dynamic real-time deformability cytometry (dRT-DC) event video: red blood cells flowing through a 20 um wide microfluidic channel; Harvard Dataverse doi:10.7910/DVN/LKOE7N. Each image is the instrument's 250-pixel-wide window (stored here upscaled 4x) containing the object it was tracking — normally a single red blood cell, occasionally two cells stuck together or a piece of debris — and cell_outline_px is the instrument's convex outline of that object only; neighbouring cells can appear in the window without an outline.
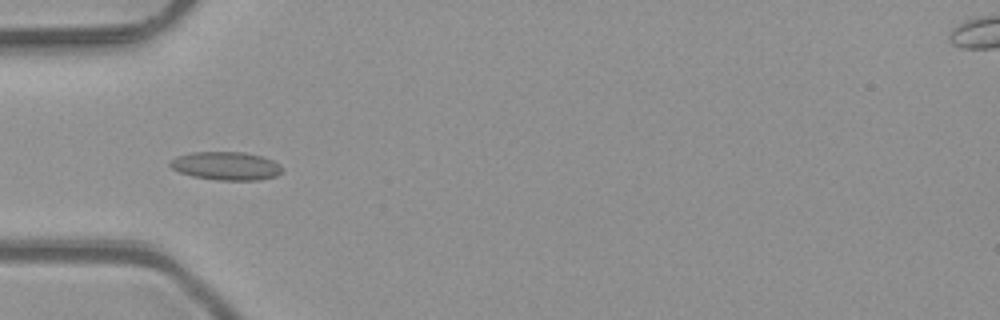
{"species": "common noctule bat (a hibernating species)", "species_latin": "Nyctalus noctula", "temperature_condition": "room temperature", "stored_images_in_passage": 47, "camera_frame_rate_fps": 3000, "um_per_image_px": 0.085, "animal": {"sex": "male", "body_mass_g": 23.1, "forearm_length_mm": 52.7}, "frame": {"image": 1, "passage_image": 13, "time_ms": 4.0, "image_size_px": [1000, 320], "cell_outline_px": [[284, 168], [276, 176], [256, 180], [220, 180], [192, 176], [180, 172], [172, 168], [168, 164], [176, 156], [192, 152], [244, 152], [260, 156], [272, 160], [280, 164]], "centroid_in_image_um": [19.22, 14.1], "position_along_channel_um": 65.8, "area_um2": 18.38}}
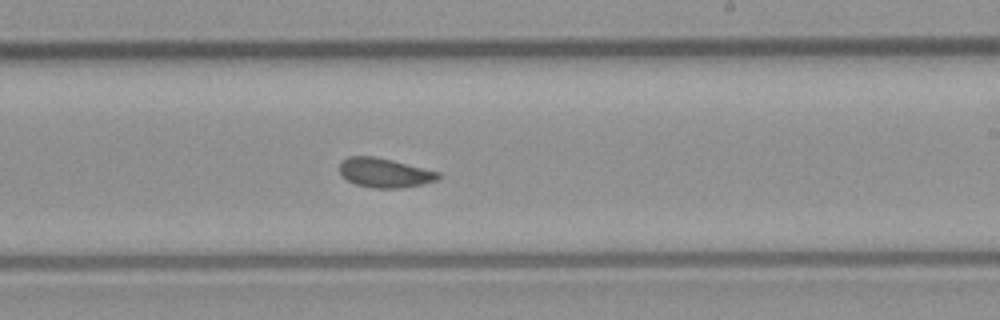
{"frame": {"image": 2, "passage_image": 27, "time_ms": 8.667, "image_size_px": [1000, 320], "cell_outline_px": [[440, 176], [436, 180], [420, 184], [400, 188], [372, 188], [356, 184], [340, 176], [340, 160], [348, 156], [376, 156], [440, 172]], "centroid_in_image_um": [32.64, 14.67], "position_along_channel_um": 256.4, "area_um2": 16.88}}
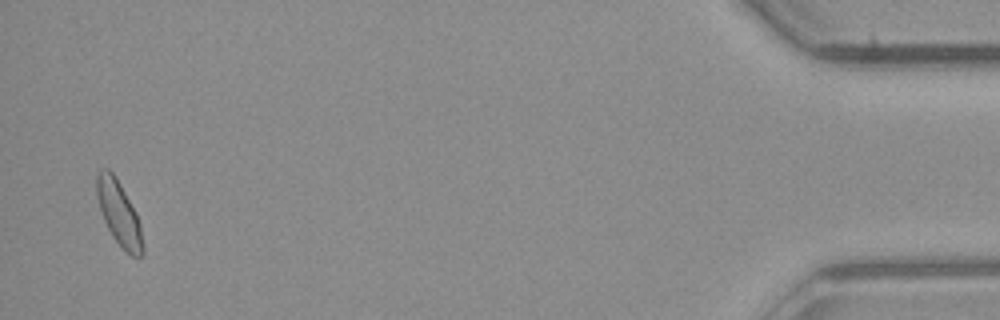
{"frame": {"image": 3, "passage_image": 46, "time_ms": 15.0, "image_size_px": [1000, 320], "cell_outline_px": [[144, 256], [132, 256], [112, 236], [104, 220], [96, 196], [96, 172], [100, 168], [108, 168], [112, 172], [120, 184], [136, 212], [140, 224], [144, 248]], "centroid_in_image_um": [10.1, 18.09], "position_along_channel_um": 425.1, "area_um2": 17.11}, "authors_computed_cell_mechanics": {"area_um2": 17.1666, "velocity_mm_per_s": 4.0745, "shape_relaxation_time_tau1_ms": null, "shape_relaxation_time_tau2_ms": 0.6103, "deformation_change_tau1": null, "deformation_change_tau2": 0.05}}